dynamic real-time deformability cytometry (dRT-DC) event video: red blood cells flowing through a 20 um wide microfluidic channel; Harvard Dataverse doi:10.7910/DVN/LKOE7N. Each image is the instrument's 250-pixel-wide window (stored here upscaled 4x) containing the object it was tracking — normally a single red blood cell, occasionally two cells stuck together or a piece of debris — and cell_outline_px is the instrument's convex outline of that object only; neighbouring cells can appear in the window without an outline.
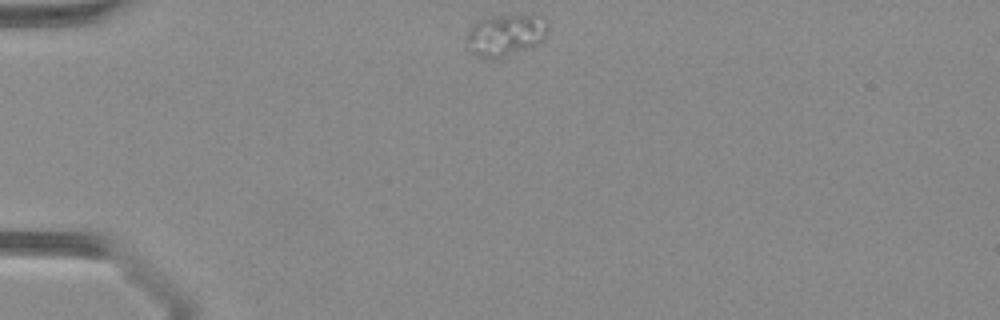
{"species": "Egyptian fruit bat (a non-hibernating species)", "species_latin": "Rousettus aegyptiacus", "temperature_condition": "warm", "stored_images_in_passage": 34, "camera_frame_rate_fps": 3000, "um_per_image_px": 0.085, "animal": {"sex": "female"}, "frame": {"image": 1, "passage_image": 1, "time_ms": 0.0, "image_size_px": [1000, 320], "cell_outline_px": [[548, 32], [544, 40], [540, 44], [532, 48], [500, 60], [484, 60], [476, 56], [464, 44], [464, 40], [472, 24], [476, 20], [488, 16], [516, 12], [536, 12], [548, 20]], "centroid_in_image_um": [43.01, 2.95], "position_along_channel_um": 42.0, "area_um2": 22.02}}
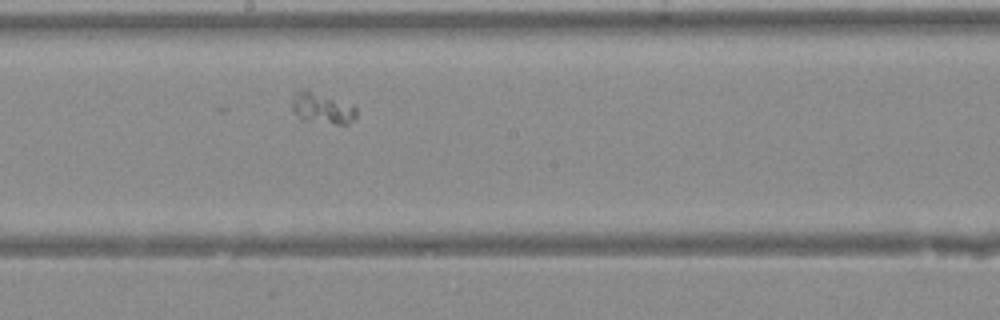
{"frame": {"image": 2, "passage_image": 15, "time_ms": 4.667, "image_size_px": [1000, 320], "cell_outline_px": [[356, 116], [348, 124], [336, 124], [300, 120], [292, 108], [292, 100], [296, 92], [300, 88], [308, 88], [352, 104], [356, 108]], "centroid_in_image_um": [27.36, 9.16], "position_along_channel_um": 220.8, "area_um2": 11.96}}
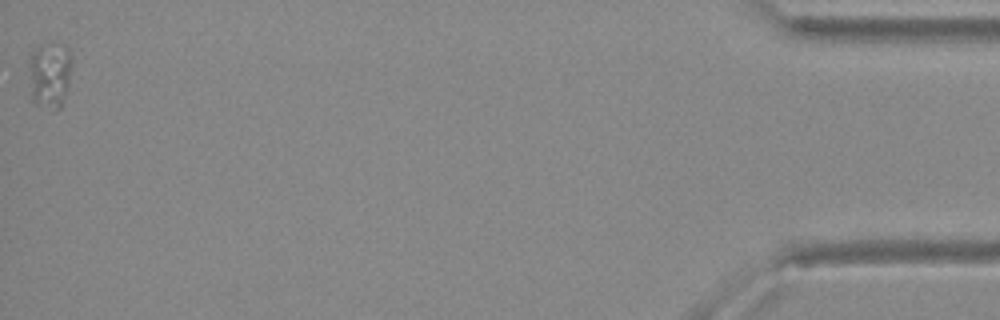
{"frame": {"image": 3, "passage_image": 34, "time_ms": 11.0, "image_size_px": [1000, 320], "cell_outline_px": [[72, 64], [68, 88], [60, 108], [56, 108], [36, 104], [32, 100], [28, 68], [28, 56], [40, 44], [48, 40], [64, 44], [68, 48], [72, 56]], "centroid_in_image_um": [4.23, 6.24], "position_along_channel_um": 431.0, "area_um2": 17.22}}